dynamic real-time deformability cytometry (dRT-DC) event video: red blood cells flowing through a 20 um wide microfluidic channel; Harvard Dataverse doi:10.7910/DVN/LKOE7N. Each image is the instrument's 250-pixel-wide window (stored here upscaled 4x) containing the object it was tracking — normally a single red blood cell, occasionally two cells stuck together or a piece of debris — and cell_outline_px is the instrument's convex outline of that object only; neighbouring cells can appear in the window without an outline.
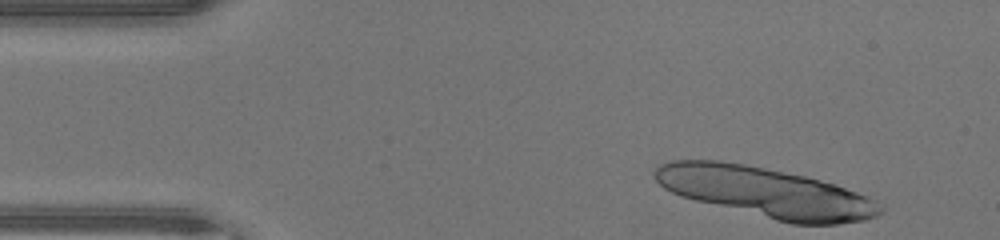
{"species": "human", "species_latin": "Homo sapiens", "temperature_condition": "warm", "stored_images_in_passage": 10, "camera_frame_rate_fps": 3000, "um_per_image_px": 0.085, "donor": {"sex": "male"}, "frame": {"image": 1, "passage_image": 1, "time_ms": 0.0, "image_size_px": [1000, 240], "cell_outline_px": [[884, 212], [876, 216], [864, 220], [836, 224], [792, 224], [680, 196], [664, 188], [652, 176], [652, 172], [660, 164], [672, 160], [720, 160], [744, 164], [804, 176], [836, 184], [868, 196], [884, 208]], "centroid_in_image_um": [65.08, 16.34], "position_along_channel_um": 19.9, "area_um2": 65.37}}